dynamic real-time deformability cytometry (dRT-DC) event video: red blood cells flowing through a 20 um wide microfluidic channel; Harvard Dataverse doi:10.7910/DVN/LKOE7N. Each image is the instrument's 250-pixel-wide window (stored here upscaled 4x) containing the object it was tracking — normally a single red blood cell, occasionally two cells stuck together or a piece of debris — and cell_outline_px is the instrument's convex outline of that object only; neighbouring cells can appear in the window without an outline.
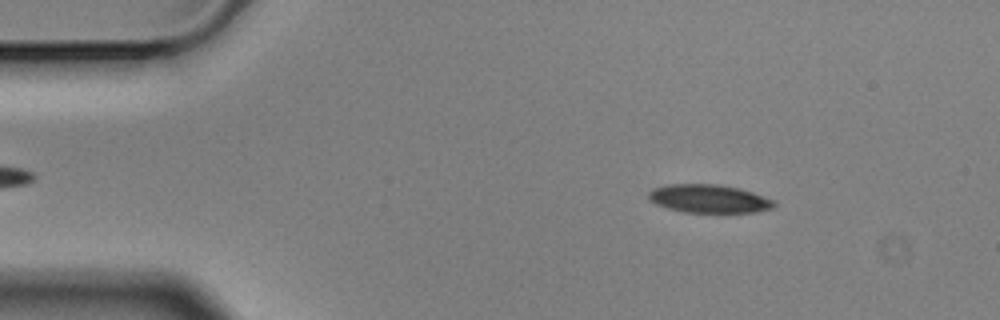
{"species": "Egyptian fruit bat (a non-hibernating species)", "species_latin": "Rousettus aegyptiacus", "temperature_condition": "cold", "stored_images_in_passage": 4, "camera_frame_rate_fps": 3000, "um_per_image_px": 0.085, "animal": {"sex": "male"}, "frame": {"image": 1, "passage_image": 2, "time_ms": 0.333, "image_size_px": [1000, 320], "cell_outline_px": [[776, 204], [772, 208], [756, 212], [728, 216], [684, 212], [668, 208], [656, 204], [648, 200], [648, 192], [652, 188], [668, 184], [716, 184], [740, 188], [776, 200]], "centroid_in_image_um": [60.31, 16.94], "position_along_channel_um": 24.7, "area_um2": 21.85}}